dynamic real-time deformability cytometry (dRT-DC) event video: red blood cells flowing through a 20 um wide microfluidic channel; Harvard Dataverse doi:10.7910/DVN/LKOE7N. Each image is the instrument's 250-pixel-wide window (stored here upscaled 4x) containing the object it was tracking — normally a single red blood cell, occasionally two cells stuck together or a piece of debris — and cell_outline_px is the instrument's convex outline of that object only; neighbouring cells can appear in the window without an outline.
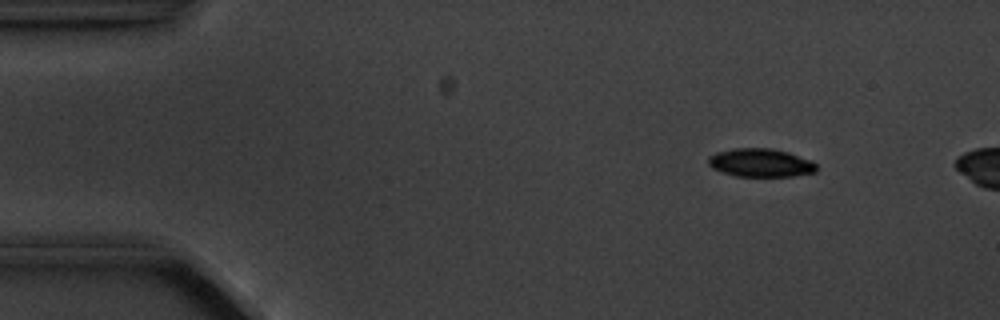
{"species": "common noctule bat (a hibernating species)", "species_latin": "Nyctalus noctula", "temperature_condition": "cold", "stored_images_in_passage": 3, "camera_frame_rate_fps": 3000, "um_per_image_px": 0.085, "animal": {"sex": "male", "body_mass_g": 20.1, "forearm_length_mm": 53.5}, "frame": {"image": 1, "passage_image": 1, "time_ms": 0.0, "image_size_px": [1000, 320], "cell_outline_px": [[816, 172], [792, 176], [736, 176], [712, 168], [708, 164], [708, 156], [716, 152], [732, 148], [772, 148], [788, 152], [812, 160], [816, 164]], "centroid_in_image_um": [64.65, 13.82], "position_along_channel_um": 20.4, "area_um2": 17.92}}